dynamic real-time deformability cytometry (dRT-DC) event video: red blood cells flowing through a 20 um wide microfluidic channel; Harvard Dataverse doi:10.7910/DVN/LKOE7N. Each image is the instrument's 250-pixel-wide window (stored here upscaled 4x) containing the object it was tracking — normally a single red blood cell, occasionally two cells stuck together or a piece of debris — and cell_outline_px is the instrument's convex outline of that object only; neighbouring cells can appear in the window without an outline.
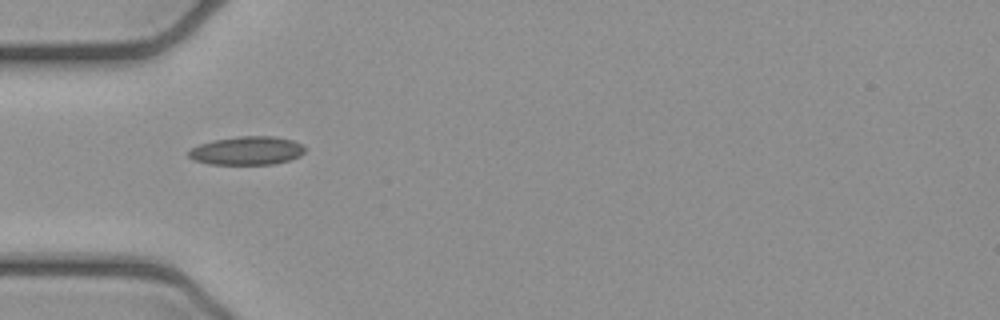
{"species": "common noctule bat (a hibernating species)", "species_latin": "Nyctalus noctula", "temperature_condition": "cold", "stored_images_in_passage": 1, "camera_frame_rate_fps": 3000, "um_per_image_px": 0.085, "animal": {"sex": "female", "body_mass_g": 21.9}, "frame": {"image": 1, "passage_image": 1, "time_ms": 0.0, "image_size_px": [1000, 320], "cell_outline_px": [[304, 152], [300, 156], [288, 160], [272, 164], [208, 164], [192, 160], [188, 156], [188, 152], [192, 148], [200, 144], [212, 140], [240, 136], [272, 136], [292, 140], [300, 144], [304, 148]], "centroid_in_image_um": [20.95, 12.81], "position_along_channel_um": 64.1, "area_um2": 19.19}}